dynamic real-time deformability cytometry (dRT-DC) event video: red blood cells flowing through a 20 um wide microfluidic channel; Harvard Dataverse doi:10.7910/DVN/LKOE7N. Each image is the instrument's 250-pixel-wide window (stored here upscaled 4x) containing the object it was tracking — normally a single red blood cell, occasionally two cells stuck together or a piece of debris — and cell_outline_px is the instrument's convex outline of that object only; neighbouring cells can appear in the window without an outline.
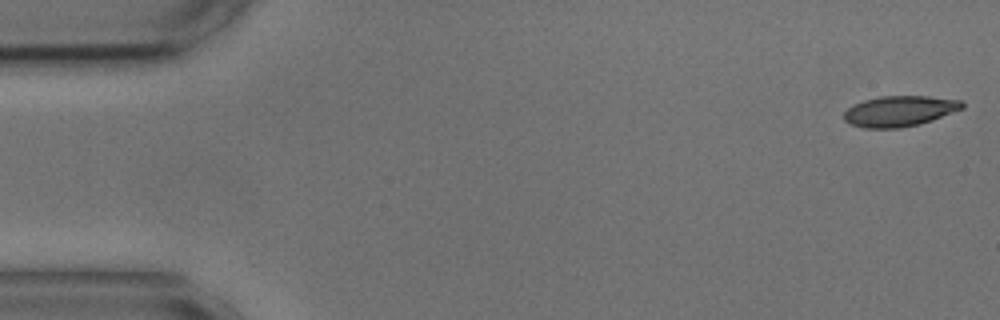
{"species": "common noctule bat (a hibernating species)", "species_latin": "Nyctalus noctula", "temperature_condition": "cold", "stored_images_in_passage": 7, "camera_frame_rate_fps": 3000, "um_per_image_px": 0.085, "animal": {"sex": "male", "body_mass_g": 17.9, "forearm_length_mm": 54.2}, "frame": {"image": 1, "passage_image": 1, "time_ms": 0.0, "image_size_px": [1000, 320], "cell_outline_px": [[964, 108], [932, 120], [920, 124], [900, 128], [864, 128], [852, 124], [844, 120], [844, 112], [852, 104], [864, 100], [880, 96], [928, 96], [960, 100], [964, 104]], "centroid_in_image_um": [76.45, 9.44], "position_along_channel_um": 8.5, "area_um2": 21.1}}